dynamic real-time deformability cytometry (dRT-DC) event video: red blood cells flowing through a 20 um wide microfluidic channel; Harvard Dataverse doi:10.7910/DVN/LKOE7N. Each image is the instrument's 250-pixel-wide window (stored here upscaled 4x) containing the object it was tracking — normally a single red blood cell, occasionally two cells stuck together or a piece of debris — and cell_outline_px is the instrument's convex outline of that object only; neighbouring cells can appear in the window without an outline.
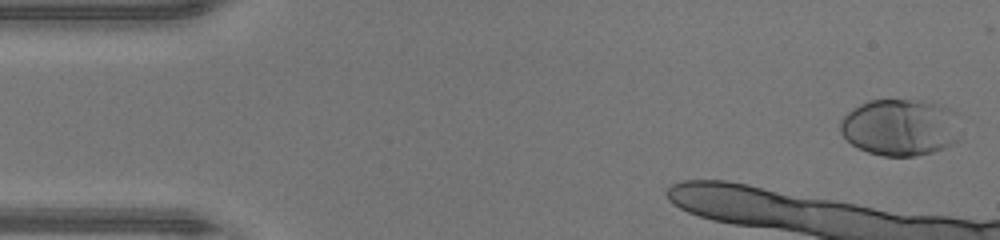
{"species": "human", "species_latin": "Homo sapiens", "temperature_condition": "warm", "stored_images_in_passage": 15, "camera_frame_rate_fps": 3000, "um_per_image_px": 0.085, "donor": {"sex": "male"}, "frame": {"image": 1, "passage_image": 1, "time_ms": 0.0, "image_size_px": [1000, 240], "cell_outline_px": [[960, 140], [944, 148], [932, 152], [912, 156], [884, 156], [868, 152], [852, 144], [840, 132], [840, 120], [848, 112], [860, 104], [868, 100], [932, 100], [956, 112]], "centroid_in_image_um": [76.55, 10.81], "position_along_channel_um": 8.4, "area_um2": 40.11}}
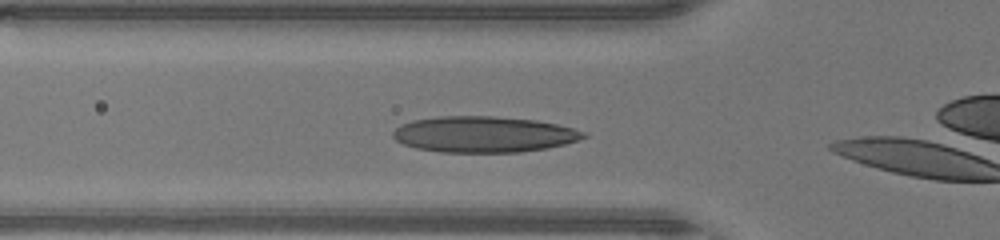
{"frame": {"image": 2, "passage_image": 11, "time_ms": 3.333, "image_size_px": [1000, 240], "cell_outline_px": [[588, 136], [564, 144], [548, 148], [520, 152], [440, 152], [416, 148], [404, 144], [396, 140], [392, 136], [392, 132], [400, 124], [412, 120], [440, 116], [492, 116], [536, 120], [556, 124], [588, 132]], "centroid_in_image_um": [41.11, 11.42], "position_along_channel_um": 84.7, "area_um2": 40.06}}
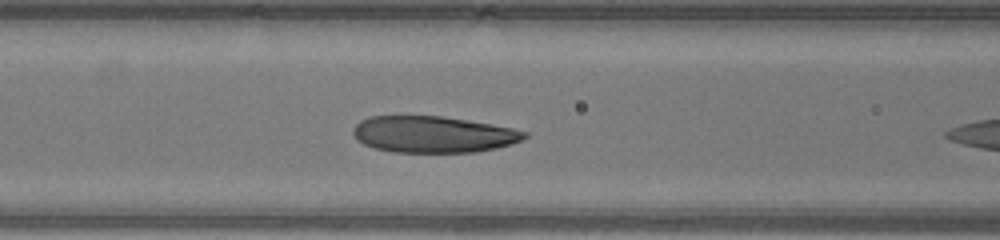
{"frame": {"image": 3, "passage_image": 14, "time_ms": 4.333, "image_size_px": [1000, 240], "cell_outline_px": [[528, 136], [512, 144], [496, 148], [476, 152], [392, 152], [376, 148], [364, 144], [356, 140], [352, 132], [352, 128], [360, 120], [368, 116], [440, 116], [512, 128], [528, 132]], "centroid_in_image_um": [36.78, 11.42], "position_along_channel_um": 129.8, "area_um2": 36.3}}